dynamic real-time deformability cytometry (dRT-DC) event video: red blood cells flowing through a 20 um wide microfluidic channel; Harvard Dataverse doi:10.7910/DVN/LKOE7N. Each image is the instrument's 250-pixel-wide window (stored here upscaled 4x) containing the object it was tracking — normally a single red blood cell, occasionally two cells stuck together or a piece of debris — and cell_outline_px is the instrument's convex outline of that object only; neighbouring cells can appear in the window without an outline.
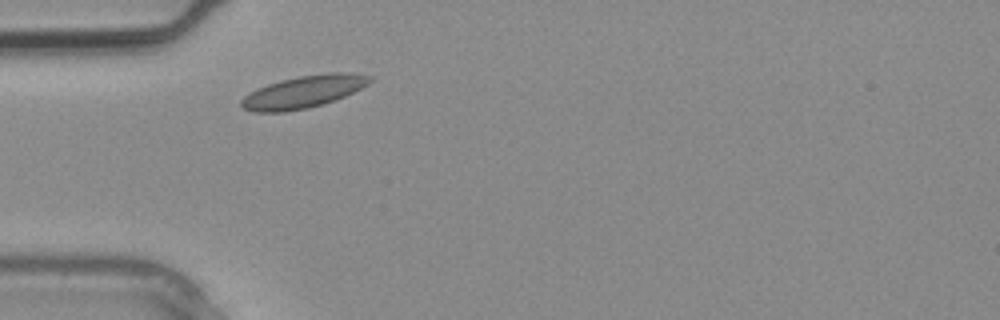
{"species": "common noctule bat (a hibernating species)", "species_latin": "Nyctalus noctula", "temperature_condition": "warm", "stored_images_in_passage": 3, "camera_frame_rate_fps": 3000, "um_per_image_px": 0.085, "animal": {"sex": "male", "body_mass_g": 20.4}, "frame": {"image": 1, "passage_image": 3, "time_ms": 0.667, "image_size_px": [1000, 320], "cell_outline_px": [[376, 76], [368, 84], [344, 96], [324, 104], [308, 108], [284, 112], [252, 112], [244, 108], [240, 104], [240, 100], [244, 96], [256, 88], [280, 80], [300, 76], [332, 72], [352, 72]], "centroid_in_image_um": [25.81, 7.8], "position_along_channel_um": 59.2, "area_um2": 24.33}}